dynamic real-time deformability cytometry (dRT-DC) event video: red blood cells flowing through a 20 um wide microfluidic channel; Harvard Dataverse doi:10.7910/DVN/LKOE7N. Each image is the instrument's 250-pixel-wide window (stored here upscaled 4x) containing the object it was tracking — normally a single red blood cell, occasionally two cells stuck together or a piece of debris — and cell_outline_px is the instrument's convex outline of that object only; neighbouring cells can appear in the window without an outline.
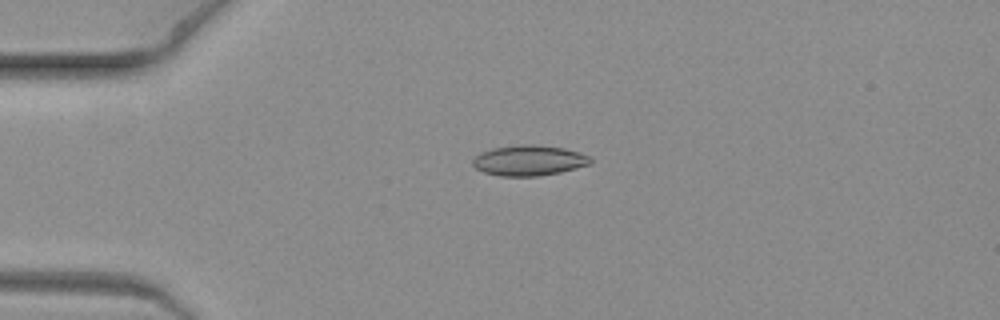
{"species": "common noctule bat (a hibernating species)", "species_latin": "Nyctalus noctula", "temperature_condition": "warm", "stored_images_in_passage": 5, "camera_frame_rate_fps": 3000, "um_per_image_px": 0.085, "animal": {"sex": "female", "body_mass_g": 19.3, "forearm_length_mm": 54.1}, "frame": {"image": 1, "passage_image": 3, "time_ms": 0.667, "image_size_px": [1000, 320], "cell_outline_px": [[592, 160], [588, 164], [560, 172], [540, 176], [500, 176], [484, 172], [476, 168], [472, 164], [472, 160], [480, 152], [492, 148], [524, 144], [536, 144], [564, 148], [580, 152], [588, 156]], "centroid_in_image_um": [44.93, 13.63], "position_along_channel_um": 40.1, "area_um2": 20.81}}